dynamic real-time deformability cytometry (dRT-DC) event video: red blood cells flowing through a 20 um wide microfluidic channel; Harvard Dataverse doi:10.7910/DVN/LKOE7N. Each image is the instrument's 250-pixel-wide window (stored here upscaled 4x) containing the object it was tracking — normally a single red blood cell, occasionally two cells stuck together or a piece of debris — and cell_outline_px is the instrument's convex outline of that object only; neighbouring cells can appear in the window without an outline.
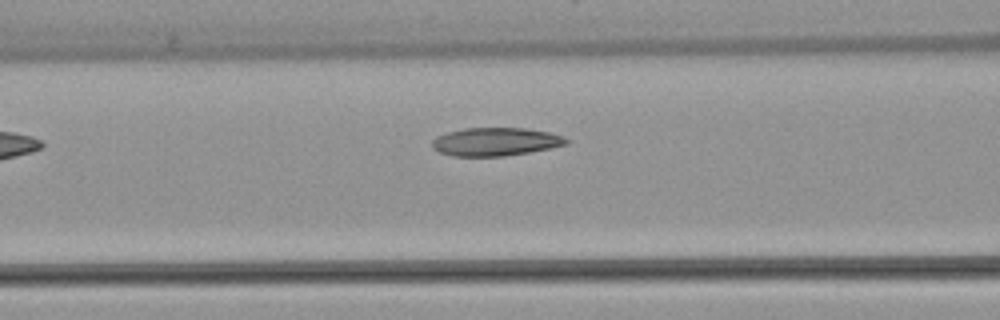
{"species": "common noctule bat (a hibernating species)", "species_latin": "Nyctalus noctula", "temperature_condition": "warm", "stored_images_in_passage": 5, "camera_frame_rate_fps": 3000, "um_per_image_px": 0.085, "animal": {"sex": "female", "body_mass_g": 22.7, "forearm_length_mm": 54.2}, "frame": {"image": 1, "passage_image": 5, "time_ms": 5.667, "image_size_px": [1000, 320], "cell_outline_px": [[568, 144], [528, 152], [504, 156], [452, 156], [440, 152], [432, 148], [432, 140], [436, 136], [448, 132], [464, 128], [524, 128], [548, 132], [564, 136], [568, 140]], "centroid_in_image_um": [42.09, 12.04], "position_along_channel_um": 124.5, "area_um2": 21.96}}